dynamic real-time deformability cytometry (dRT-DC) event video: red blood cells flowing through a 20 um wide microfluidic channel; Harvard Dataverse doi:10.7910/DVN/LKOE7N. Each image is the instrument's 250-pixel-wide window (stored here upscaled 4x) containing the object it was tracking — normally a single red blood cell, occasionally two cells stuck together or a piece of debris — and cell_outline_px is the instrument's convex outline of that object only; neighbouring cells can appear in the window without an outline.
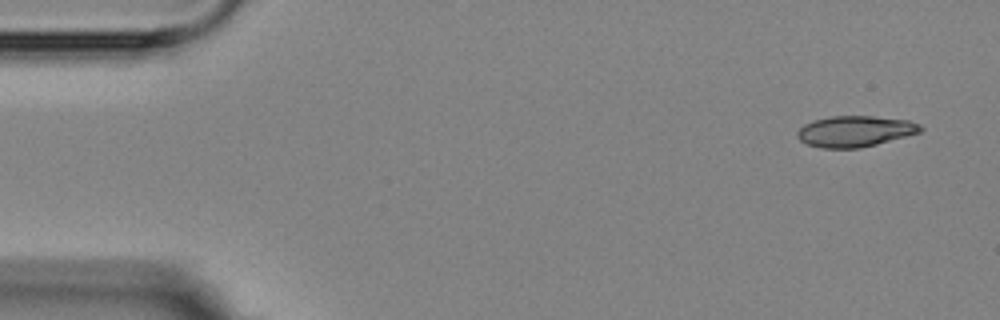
{"species": "Egyptian fruit bat (a non-hibernating species)", "species_latin": "Rousettus aegyptiacus", "temperature_condition": "room temperature", "stored_images_in_passage": 5, "segment_of_instrument_passage": [1, 2], "camera_frame_rate_fps": 3000, "um_per_image_px": 0.085, "animal": {"sex": "female"}, "frame": {"image": 1, "passage_image": 1, "time_ms": 0.0, "image_size_px": [1000, 320], "cell_outline_px": [[924, 128], [920, 132], [876, 144], [860, 148], [824, 148], [808, 144], [800, 140], [796, 136], [796, 132], [804, 124], [812, 120], [832, 116], [872, 116], [908, 120], [920, 124]], "centroid_in_image_um": [72.66, 11.15], "position_along_channel_um": 12.3, "area_um2": 22.14}}
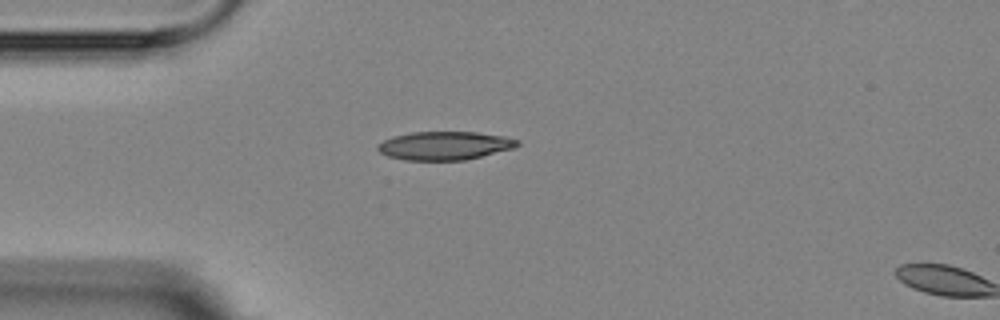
{"frame": {"image": 2, "passage_image": 4, "time_ms": 3.667, "image_size_px": [1000, 320], "cell_outline_px": [[520, 144], [512, 148], [464, 160], [404, 160], [388, 156], [380, 152], [376, 148], [376, 144], [392, 136], [412, 132], [476, 132], [504, 136], [520, 140]], "centroid_in_image_um": [37.75, 12.37], "position_along_channel_um": 47.2, "area_um2": 23.06}}